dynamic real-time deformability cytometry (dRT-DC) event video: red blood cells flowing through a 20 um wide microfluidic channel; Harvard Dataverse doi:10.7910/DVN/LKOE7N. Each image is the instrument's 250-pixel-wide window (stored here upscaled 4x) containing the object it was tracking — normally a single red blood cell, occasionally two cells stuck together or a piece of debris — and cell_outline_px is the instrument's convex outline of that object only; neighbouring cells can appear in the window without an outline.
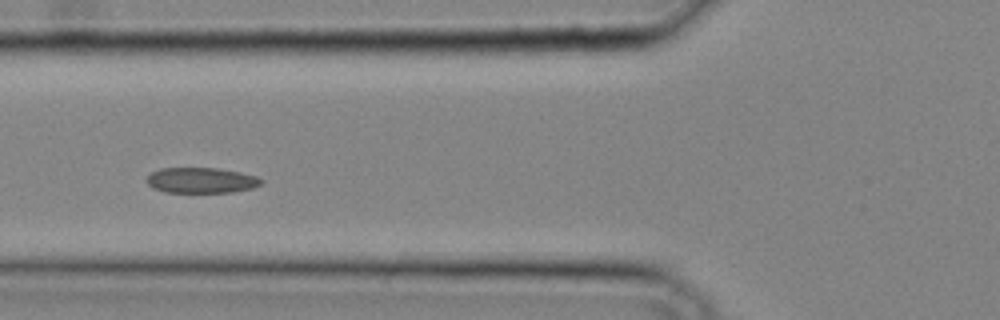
{"species": "common noctule bat (a hibernating species)", "species_latin": "Nyctalus noctula", "temperature_condition": "cold", "stored_images_in_passage": 33, "camera_frame_rate_fps": 3000, "um_per_image_px": 0.085, "animal": {"sex": "male", "body_mass_g": 20.4}, "frame": {"image": 1, "passage_image": 12, "time_ms": 3.667, "image_size_px": [1000, 320], "cell_outline_px": [[264, 180], [260, 184], [252, 188], [232, 192], [164, 192], [152, 188], [148, 184], [148, 176], [152, 172], [160, 168], [216, 168], [240, 172], [256, 176]], "centroid_in_image_um": [17.1, 15.33], "position_along_channel_um": 108.7, "area_um2": 16.94}}
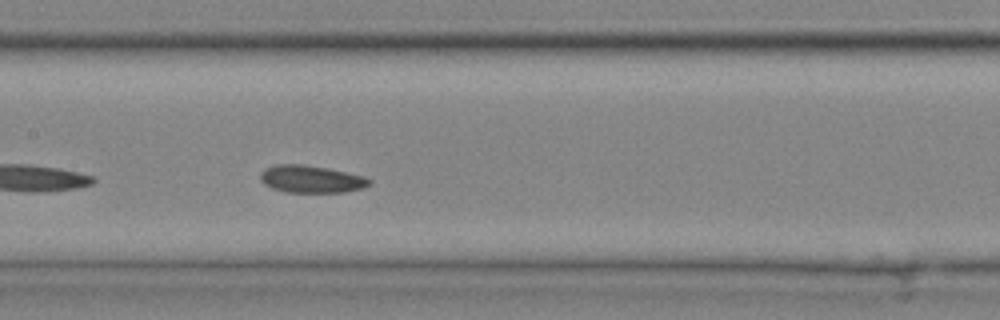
{"frame": {"image": 2, "passage_image": 16, "time_ms": 5.0, "image_size_px": [1000, 320], "cell_outline_px": [[372, 184], [364, 188], [344, 192], [288, 192], [272, 188], [264, 184], [260, 180], [260, 172], [264, 168], [276, 164], [304, 164], [328, 168], [364, 176], [372, 180]], "centroid_in_image_um": [26.46, 15.21], "position_along_channel_um": 180.9, "area_um2": 17.57}}
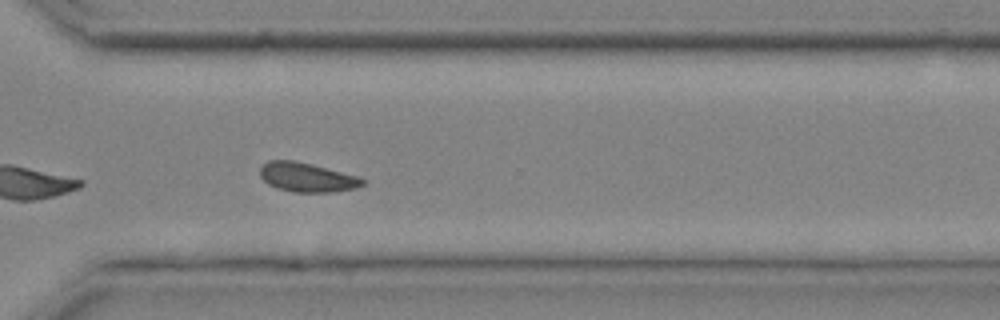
{"frame": {"image": 3, "passage_image": 25, "time_ms": 8.0, "image_size_px": [1000, 320], "cell_outline_px": [[368, 180], [364, 184], [356, 188], [332, 192], [292, 192], [276, 188], [268, 184], [260, 176], [260, 168], [268, 160], [296, 160], [360, 176]], "centroid_in_image_um": [26.13, 15.07], "position_along_channel_um": 344.5, "area_um2": 17.74}}